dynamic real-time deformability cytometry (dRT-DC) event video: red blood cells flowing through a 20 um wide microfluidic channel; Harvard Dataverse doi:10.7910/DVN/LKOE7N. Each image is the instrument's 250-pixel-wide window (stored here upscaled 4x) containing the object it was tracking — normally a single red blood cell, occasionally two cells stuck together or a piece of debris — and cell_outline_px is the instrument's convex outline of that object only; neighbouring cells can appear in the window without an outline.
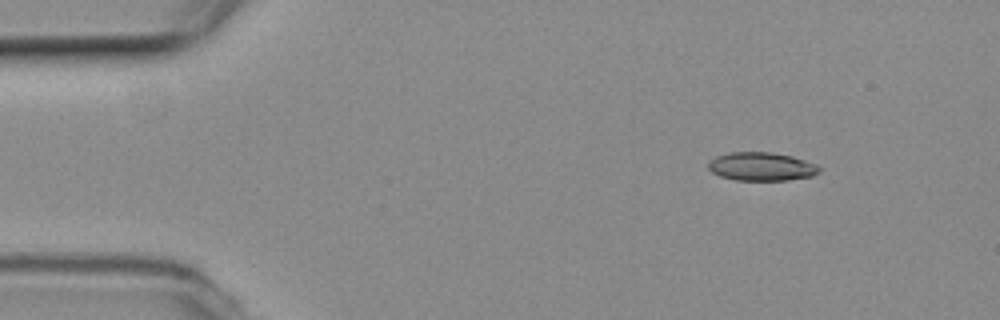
{"species": "common noctule bat (a hibernating species)", "species_latin": "Nyctalus noctula", "temperature_condition": "room temperature", "stored_images_in_passage": 52, "camera_frame_rate_fps": 3000, "um_per_image_px": 0.085, "animal": {"sex": "female", "body_mass_g": 19.3, "forearm_length_mm": 54.1}, "frame": {"image": 1, "passage_image": 4, "time_ms": 1.0, "image_size_px": [1000, 320], "cell_outline_px": [[820, 172], [812, 176], [788, 180], [736, 180], [720, 176], [712, 172], [708, 168], [708, 160], [716, 156], [732, 152], [772, 152], [792, 156], [816, 164], [820, 168]], "centroid_in_image_um": [64.71, 14.15], "position_along_channel_um": 20.3, "area_um2": 18.44}}
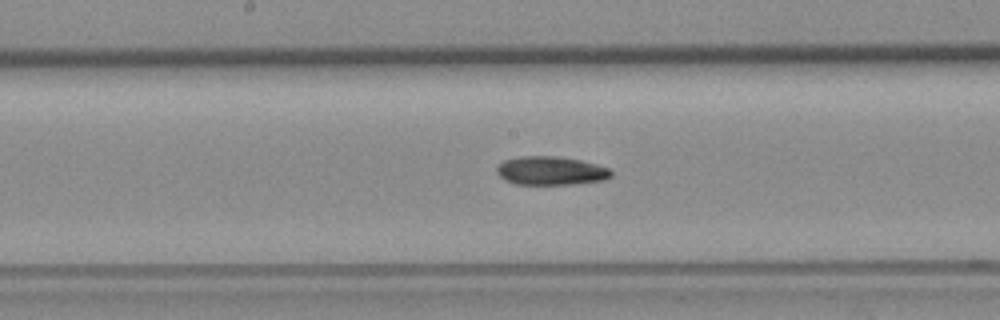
{"frame": {"image": 2, "passage_image": 25, "time_ms": 8.0, "image_size_px": [1000, 320], "cell_outline_px": [[612, 176], [604, 180], [576, 184], [516, 184], [504, 180], [496, 172], [496, 168], [504, 160], [520, 156], [556, 156], [580, 160], [612, 168]], "centroid_in_image_um": [46.84, 14.51], "position_along_channel_um": 201.4, "area_um2": 19.19}}
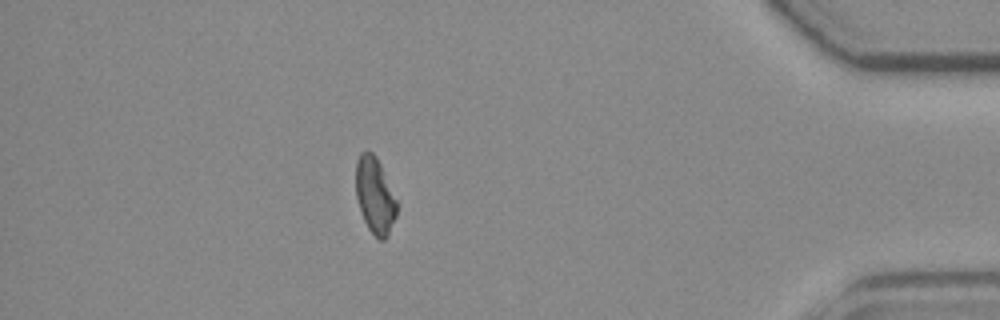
{"frame": {"image": 3, "passage_image": 45, "time_ms": 14.667, "image_size_px": [1000, 320], "cell_outline_px": [[396, 216], [388, 236], [384, 240], [380, 240], [368, 228], [364, 220], [356, 196], [356, 160], [360, 152], [372, 152], [376, 156], [380, 164], [396, 200]], "centroid_in_image_um": [31.85, 16.62], "position_along_channel_um": 403.3, "area_um2": 17.86}}